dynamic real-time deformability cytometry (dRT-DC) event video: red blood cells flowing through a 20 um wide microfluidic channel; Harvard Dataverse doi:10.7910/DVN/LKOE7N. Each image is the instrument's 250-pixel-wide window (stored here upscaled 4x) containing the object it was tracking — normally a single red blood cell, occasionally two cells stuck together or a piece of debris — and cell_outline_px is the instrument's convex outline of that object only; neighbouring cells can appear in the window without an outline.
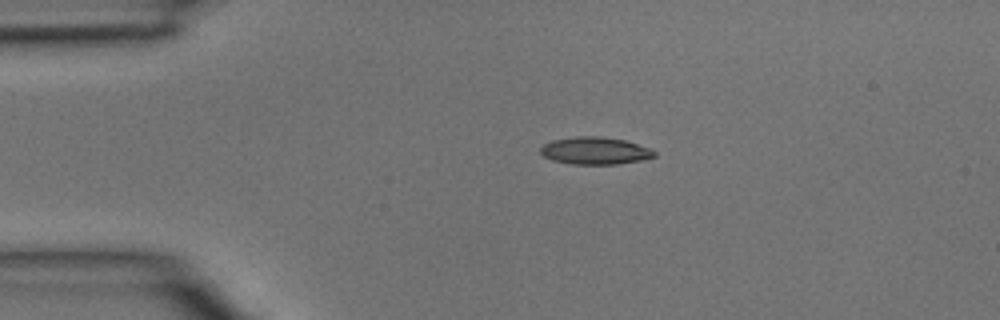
{"species": "common noctule bat (a hibernating species)", "species_latin": "Nyctalus noctula", "temperature_condition": "room temperature", "stored_images_in_passage": 4, "camera_frame_rate_fps": 3000, "um_per_image_px": 0.085, "animal": {"sex": "male", "body_mass_g": 15.6}, "frame": {"image": 1, "passage_image": 2, "time_ms": 0.333, "image_size_px": [1000, 320], "cell_outline_px": [[656, 156], [644, 160], [616, 164], [572, 164], [552, 160], [544, 156], [540, 152], [540, 148], [544, 144], [552, 140], [576, 136], [600, 136], [624, 140], [652, 148], [656, 152]], "centroid_in_image_um": [50.61, 12.81], "position_along_channel_um": 34.4, "area_um2": 18.26}}